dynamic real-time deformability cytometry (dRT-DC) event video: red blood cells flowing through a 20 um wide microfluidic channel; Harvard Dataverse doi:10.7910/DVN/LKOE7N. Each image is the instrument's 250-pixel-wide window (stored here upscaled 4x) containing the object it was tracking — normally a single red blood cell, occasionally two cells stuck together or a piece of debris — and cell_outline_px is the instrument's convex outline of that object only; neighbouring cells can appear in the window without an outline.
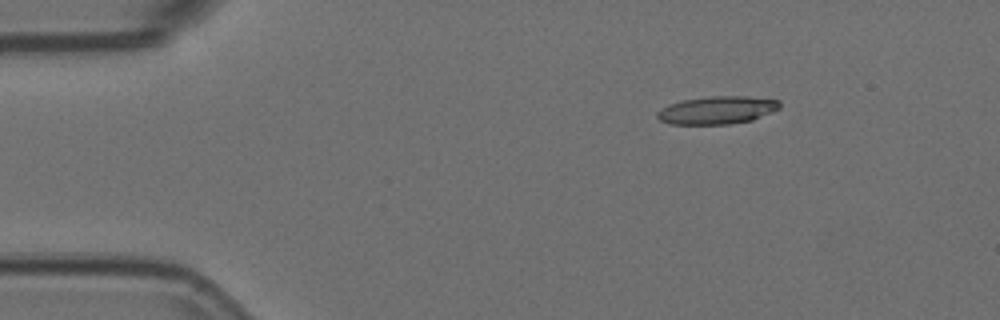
{"species": "Egyptian fruit bat (a non-hibernating species)", "species_latin": "Rousettus aegyptiacus", "temperature_condition": "room temperature", "stored_images_in_passage": 49, "camera_frame_rate_fps": 3000, "um_per_image_px": 0.085, "animal": {"sex": "female"}, "frame": {"image": 1, "passage_image": 1, "time_ms": 0.0, "image_size_px": [1000, 320], "cell_outline_px": [[780, 108], [772, 112], [752, 120], [732, 124], [668, 124], [660, 120], [656, 116], [656, 112], [660, 108], [668, 104], [684, 100], [712, 96], [748, 96], [780, 100]], "centroid_in_image_um": [60.95, 9.36], "position_along_channel_um": 24.1, "area_um2": 20.0}}
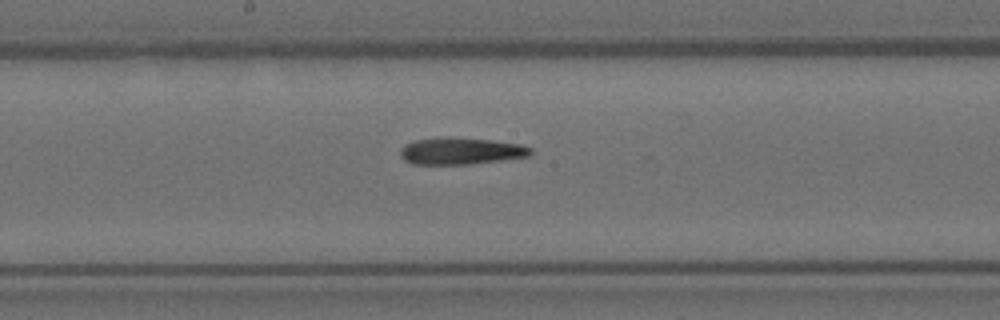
{"frame": {"image": 2, "passage_image": 22, "time_ms": 7.0, "image_size_px": [1000, 320], "cell_outline_px": [[532, 152], [528, 156], [500, 160], [468, 164], [412, 164], [404, 160], [400, 156], [400, 148], [404, 144], [416, 140], [436, 136], [444, 136], [492, 140], [524, 144], [532, 148]], "centroid_in_image_um": [39.14, 12.82], "position_along_channel_um": 209.1, "area_um2": 20.69}}
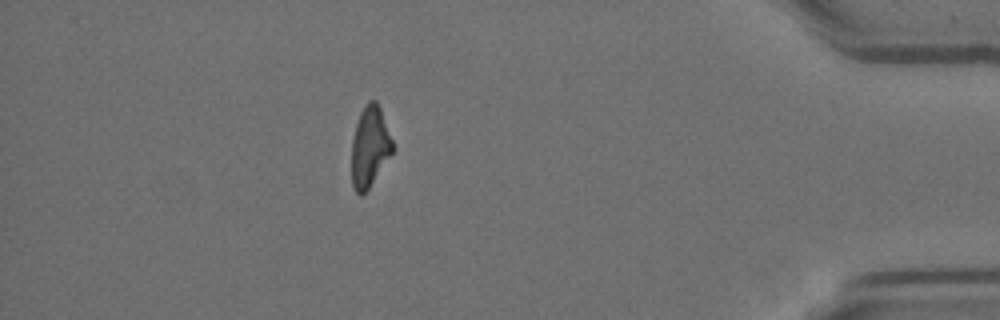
{"frame": {"image": 3, "passage_image": 42, "time_ms": 13.667, "image_size_px": [1000, 320], "cell_outline_px": [[392, 152], [368, 188], [360, 196], [356, 192], [352, 184], [352, 140], [356, 124], [360, 112], [364, 104], [368, 100], [376, 100], [380, 108], [392, 140]], "centroid_in_image_um": [31.4, 12.43], "position_along_channel_um": 403.8, "area_um2": 18.79}}